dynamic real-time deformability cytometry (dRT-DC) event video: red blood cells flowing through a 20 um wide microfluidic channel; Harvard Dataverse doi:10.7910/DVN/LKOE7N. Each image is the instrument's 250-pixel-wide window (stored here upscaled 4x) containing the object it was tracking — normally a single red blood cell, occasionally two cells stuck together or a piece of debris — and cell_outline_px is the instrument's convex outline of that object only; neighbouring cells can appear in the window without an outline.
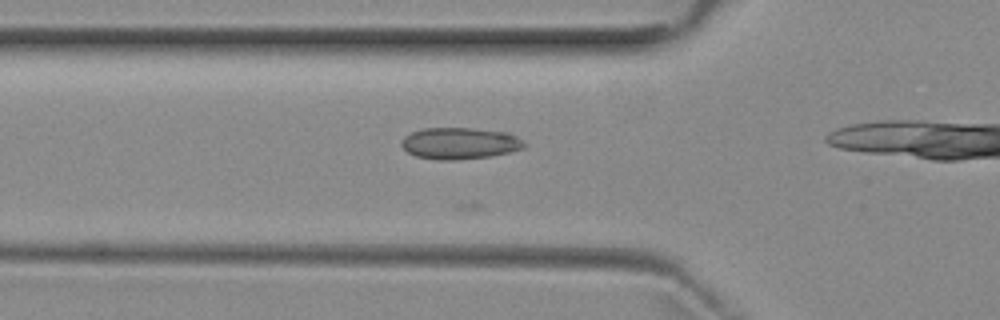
{"species": "common noctule bat (a hibernating species)", "species_latin": "Nyctalus noctula", "temperature_condition": "room temperature", "stored_images_in_passage": 4, "camera_frame_rate_fps": 3000, "um_per_image_px": 0.085, "animal": {"sex": "female", "body_mass_g": 29.2, "forearm_length_mm": 56.3}, "frame": {"image": 1, "passage_image": 2, "time_ms": 1.0, "image_size_px": [1000, 320], "cell_outline_px": [[528, 144], [524, 148], [492, 156], [452, 160], [436, 160], [416, 156], [408, 152], [400, 144], [400, 140], [404, 136], [412, 132], [424, 128], [472, 128], [508, 132], [516, 136]], "centroid_in_image_um": [39.08, 12.18], "position_along_channel_um": 86.7, "area_um2": 22.72}}